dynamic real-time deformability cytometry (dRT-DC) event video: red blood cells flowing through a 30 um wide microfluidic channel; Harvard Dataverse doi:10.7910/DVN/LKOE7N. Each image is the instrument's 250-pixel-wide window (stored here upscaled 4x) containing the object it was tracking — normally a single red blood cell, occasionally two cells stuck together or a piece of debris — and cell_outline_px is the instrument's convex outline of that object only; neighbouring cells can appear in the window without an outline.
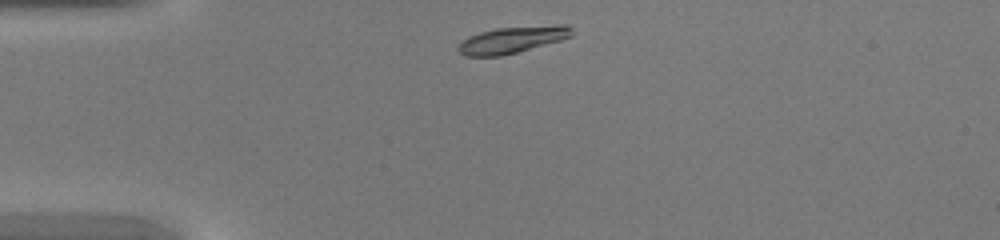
{"species": "common noctule bat (a hibernating species)", "species_latin": "Nyctalus noctula", "temperature_condition": "warm", "stored_images_in_passage": 34, "camera_frame_rate_fps": 3000, "um_per_image_px": 0.085, "animal": {"sex": "female", "body_mass_g": 20.0, "forearm_length_mm": 54.0}, "frame": {"image": 1, "passage_image": 1, "time_ms": 0.0, "image_size_px": [1000, 240], "cell_outline_px": [[572, 36], [560, 40], [516, 52], [500, 56], [464, 56], [456, 48], [468, 36], [480, 32], [496, 28], [556, 24], [568, 24], [572, 28]], "centroid_in_image_um": [43.56, 3.36], "position_along_channel_um": 41.4, "area_um2": 17.57}}
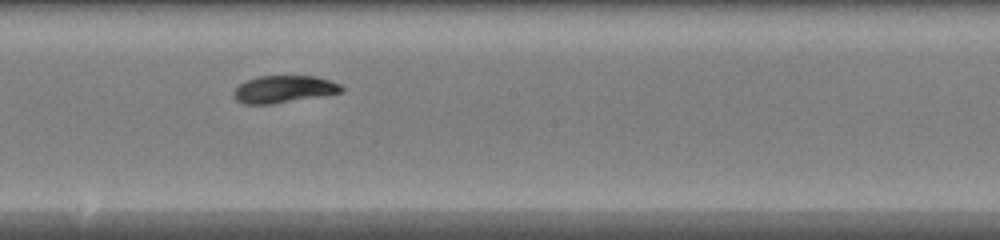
{"frame": {"image": 2, "passage_image": 15, "time_ms": 4.667, "image_size_px": [1000, 240], "cell_outline_px": [[344, 88], [340, 92], [320, 96], [272, 104], [244, 104], [236, 100], [232, 96], [232, 92], [240, 84], [248, 80], [260, 76], [316, 76], [340, 84]], "centroid_in_image_um": [24.08, 7.58], "position_along_channel_um": 224.1, "area_um2": 16.94}}
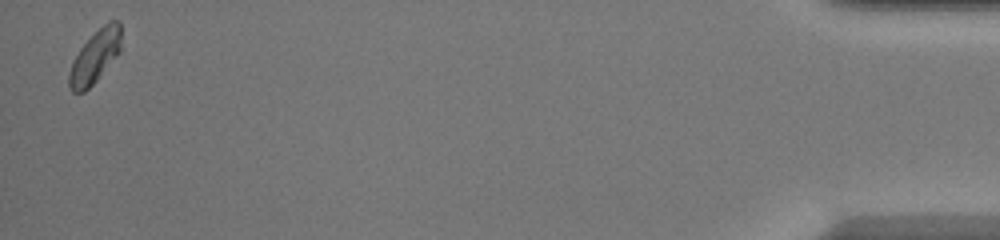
{"frame": {"image": 3, "passage_image": 34, "time_ms": 11.0, "image_size_px": [1000, 240], "cell_outline_px": [[120, 52], [96, 80], [84, 92], [72, 92], [68, 88], [68, 72], [80, 48], [108, 20], [120, 20]], "centroid_in_image_um": [8.07, 4.83], "position_along_channel_um": 427.1, "area_um2": 15.66}}